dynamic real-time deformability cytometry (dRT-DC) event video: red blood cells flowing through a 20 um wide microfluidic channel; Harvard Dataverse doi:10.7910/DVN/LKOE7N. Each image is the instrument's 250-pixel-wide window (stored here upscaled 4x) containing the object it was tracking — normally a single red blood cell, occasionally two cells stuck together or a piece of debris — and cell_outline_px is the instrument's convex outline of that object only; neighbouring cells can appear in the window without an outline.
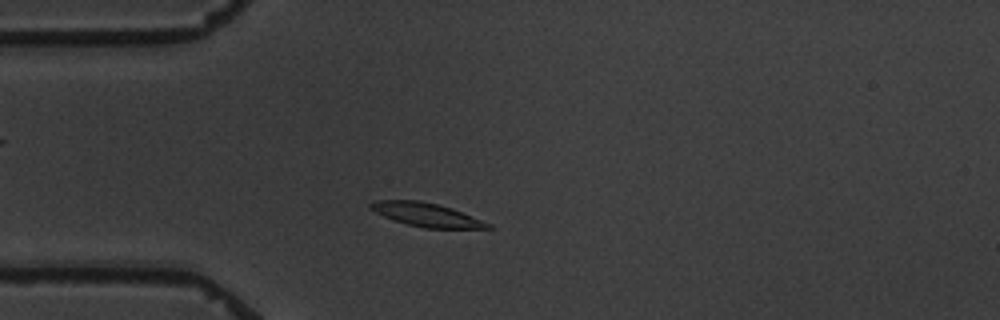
{"species": "common noctule bat (a hibernating species)", "species_latin": "Nyctalus noctula", "temperature_condition": "warm", "stored_images_in_passage": 6, "camera_frame_rate_fps": 3000, "um_per_image_px": 0.085, "animal": {"sex": "male", "body_mass_g": 19.5, "forearm_length_mm": 54.6}, "frame": {"image": 1, "passage_image": 2, "time_ms": 1.333, "image_size_px": [1000, 320], "cell_outline_px": [[496, 228], [424, 228], [408, 224], [384, 216], [368, 208], [368, 204], [372, 200], [420, 200], [452, 208], [492, 224]], "centroid_in_image_um": [36.24, 18.24], "position_along_channel_um": 48.8, "area_um2": 16.07}}
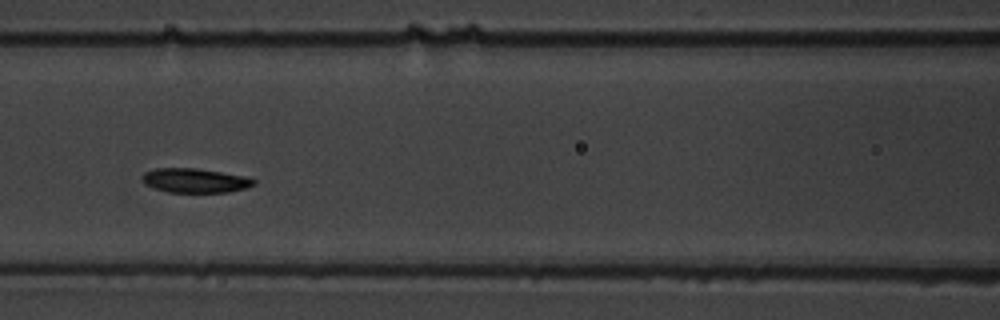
{"frame": {"image": 2, "passage_image": 5, "time_ms": 4.667, "image_size_px": [1000, 320], "cell_outline_px": [[256, 184], [248, 188], [228, 192], [168, 192], [144, 184], [140, 176], [144, 172], [156, 168], [196, 168], [248, 176], [256, 180]], "centroid_in_image_um": [16.61, 15.34], "position_along_channel_um": 150.0, "area_um2": 16.01}}
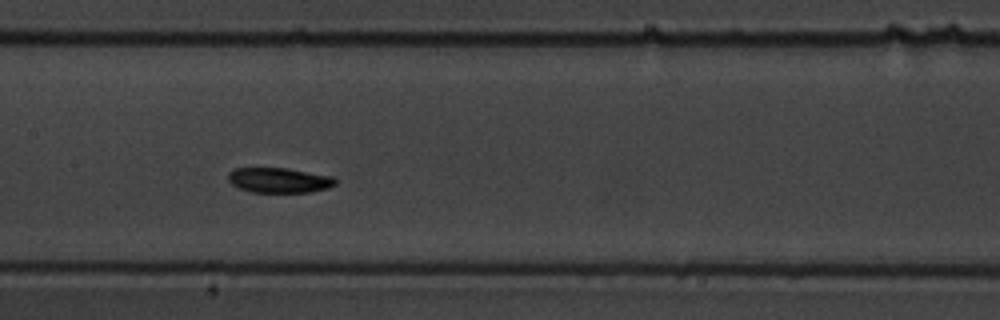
{"frame": {"image": 3, "passage_image": 6, "time_ms": 5.667, "image_size_px": [1000, 320], "cell_outline_px": [[336, 184], [328, 188], [312, 192], [252, 192], [240, 188], [232, 184], [228, 180], [228, 172], [232, 168], [288, 168], [332, 176], [336, 180]], "centroid_in_image_um": [23.72, 15.31], "position_along_channel_um": 183.7, "area_um2": 15.72}}